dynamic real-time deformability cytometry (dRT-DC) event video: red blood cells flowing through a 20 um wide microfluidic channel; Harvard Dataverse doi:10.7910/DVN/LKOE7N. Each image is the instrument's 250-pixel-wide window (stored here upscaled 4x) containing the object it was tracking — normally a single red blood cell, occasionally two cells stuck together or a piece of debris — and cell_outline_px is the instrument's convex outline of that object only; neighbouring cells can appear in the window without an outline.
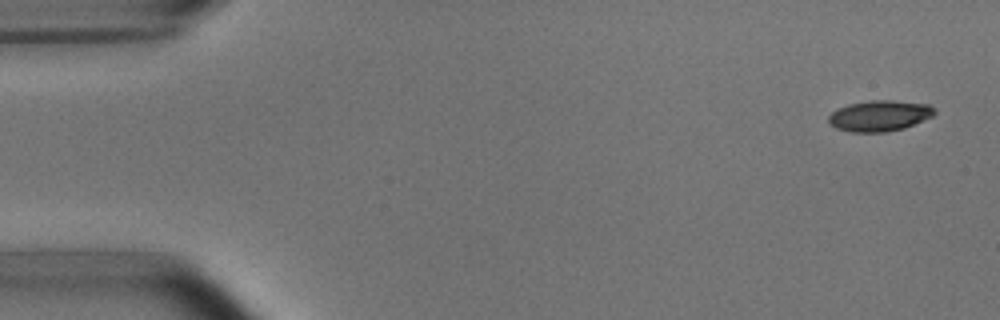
{"species": "common noctule bat (a hibernating species)", "species_latin": "Nyctalus noctula", "temperature_condition": "room temperature", "stored_images_in_passage": 9, "camera_frame_rate_fps": 3000, "um_per_image_px": 0.085, "animal": {"sex": "male", "body_mass_g": 15.6}, "frame": {"image": 1, "passage_image": 1, "time_ms": 0.0, "image_size_px": [1000, 320], "cell_outline_px": [[936, 112], [932, 116], [904, 128], [884, 132], [852, 132], [836, 128], [828, 120], [828, 116], [836, 108], [848, 104], [872, 100], [892, 100], [928, 104], [936, 108]], "centroid_in_image_um": [74.76, 9.83], "position_along_channel_um": 10.2, "area_um2": 19.02}}
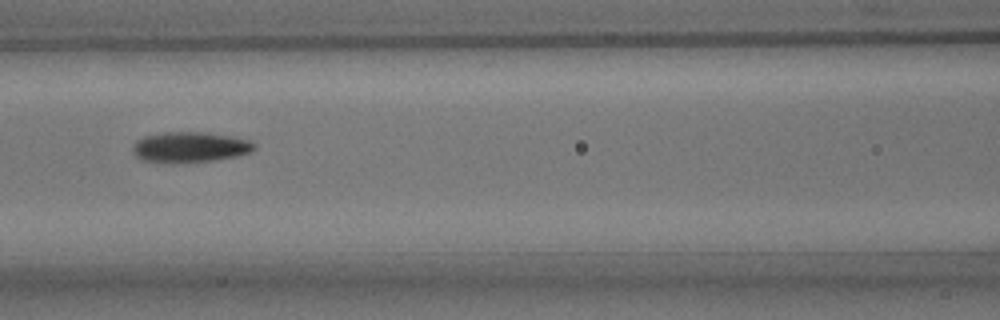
{"frame": {"image": 2, "passage_image": 7, "time_ms": 7.0, "image_size_px": [1000, 320], "cell_outline_px": [[256, 148], [252, 152], [236, 156], [216, 160], [176, 164], [164, 164], [140, 160], [132, 152], [132, 148], [136, 140], [144, 136], [168, 132], [204, 132], [228, 136], [248, 140], [256, 144]], "centroid_in_image_um": [16.1, 12.54], "position_along_channel_um": 150.5, "area_um2": 22.02}}
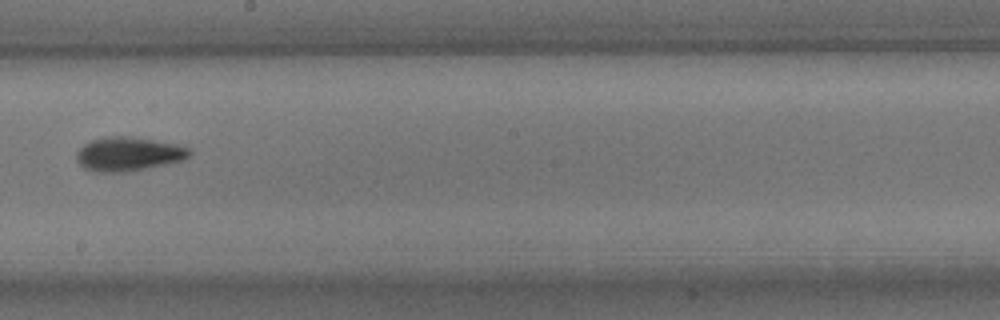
{"frame": {"image": 3, "passage_image": 9, "time_ms": 9.333, "image_size_px": [1000, 320], "cell_outline_px": [[192, 152], [184, 160], [148, 168], [124, 172], [96, 172], [84, 168], [76, 160], [76, 152], [84, 144], [92, 140], [108, 136], [132, 136], [176, 144], [188, 148]], "centroid_in_image_um": [10.9, 13.09], "position_along_channel_um": 237.3, "area_um2": 22.37}}